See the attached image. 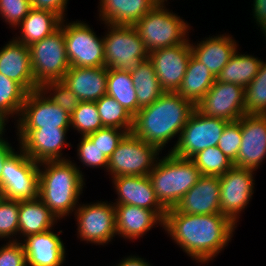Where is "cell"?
Returning a JSON list of instances; mask_svg holds the SVG:
<instances>
[{
  "mask_svg": "<svg viewBox=\"0 0 266 266\" xmlns=\"http://www.w3.org/2000/svg\"><path fill=\"white\" fill-rule=\"evenodd\" d=\"M236 225L222 214L193 215L167 209L163 229L196 263H209L231 241Z\"/></svg>",
  "mask_w": 266,
  "mask_h": 266,
  "instance_id": "1",
  "label": "cell"
},
{
  "mask_svg": "<svg viewBox=\"0 0 266 266\" xmlns=\"http://www.w3.org/2000/svg\"><path fill=\"white\" fill-rule=\"evenodd\" d=\"M195 105L177 92H165L149 106L141 108L133 117L132 133L146 143L156 146L162 153L175 136L177 145L182 129Z\"/></svg>",
  "mask_w": 266,
  "mask_h": 266,
  "instance_id": "2",
  "label": "cell"
},
{
  "mask_svg": "<svg viewBox=\"0 0 266 266\" xmlns=\"http://www.w3.org/2000/svg\"><path fill=\"white\" fill-rule=\"evenodd\" d=\"M82 174L70 159L39 163L38 197L58 220L78 208L85 185Z\"/></svg>",
  "mask_w": 266,
  "mask_h": 266,
  "instance_id": "3",
  "label": "cell"
},
{
  "mask_svg": "<svg viewBox=\"0 0 266 266\" xmlns=\"http://www.w3.org/2000/svg\"><path fill=\"white\" fill-rule=\"evenodd\" d=\"M200 176L191 159L177 157L172 152L159 158L148 174L157 199L166 209L175 207Z\"/></svg>",
  "mask_w": 266,
  "mask_h": 266,
  "instance_id": "4",
  "label": "cell"
},
{
  "mask_svg": "<svg viewBox=\"0 0 266 266\" xmlns=\"http://www.w3.org/2000/svg\"><path fill=\"white\" fill-rule=\"evenodd\" d=\"M133 27L142 38L148 53L184 44L191 27L182 17L169 11L164 4H156Z\"/></svg>",
  "mask_w": 266,
  "mask_h": 266,
  "instance_id": "5",
  "label": "cell"
},
{
  "mask_svg": "<svg viewBox=\"0 0 266 266\" xmlns=\"http://www.w3.org/2000/svg\"><path fill=\"white\" fill-rule=\"evenodd\" d=\"M108 31L103 36L105 67L132 72L149 53L133 26L105 23Z\"/></svg>",
  "mask_w": 266,
  "mask_h": 266,
  "instance_id": "6",
  "label": "cell"
},
{
  "mask_svg": "<svg viewBox=\"0 0 266 266\" xmlns=\"http://www.w3.org/2000/svg\"><path fill=\"white\" fill-rule=\"evenodd\" d=\"M29 49L32 73L39 87L47 82L62 81L70 68L63 34V20L56 31L31 44Z\"/></svg>",
  "mask_w": 266,
  "mask_h": 266,
  "instance_id": "7",
  "label": "cell"
},
{
  "mask_svg": "<svg viewBox=\"0 0 266 266\" xmlns=\"http://www.w3.org/2000/svg\"><path fill=\"white\" fill-rule=\"evenodd\" d=\"M160 150L128 133L108 159V174L117 176H146L159 159Z\"/></svg>",
  "mask_w": 266,
  "mask_h": 266,
  "instance_id": "8",
  "label": "cell"
},
{
  "mask_svg": "<svg viewBox=\"0 0 266 266\" xmlns=\"http://www.w3.org/2000/svg\"><path fill=\"white\" fill-rule=\"evenodd\" d=\"M4 162L1 172V197L27 200L38 197L39 163L32 160L19 147Z\"/></svg>",
  "mask_w": 266,
  "mask_h": 266,
  "instance_id": "9",
  "label": "cell"
},
{
  "mask_svg": "<svg viewBox=\"0 0 266 266\" xmlns=\"http://www.w3.org/2000/svg\"><path fill=\"white\" fill-rule=\"evenodd\" d=\"M65 21L63 19V34L70 66L104 67L103 36L97 37L90 25L84 21H66V24Z\"/></svg>",
  "mask_w": 266,
  "mask_h": 266,
  "instance_id": "10",
  "label": "cell"
},
{
  "mask_svg": "<svg viewBox=\"0 0 266 266\" xmlns=\"http://www.w3.org/2000/svg\"><path fill=\"white\" fill-rule=\"evenodd\" d=\"M228 123L222 118L207 117L195 108L172 153L177 157L191 159L206 148L218 146L219 138Z\"/></svg>",
  "mask_w": 266,
  "mask_h": 266,
  "instance_id": "11",
  "label": "cell"
},
{
  "mask_svg": "<svg viewBox=\"0 0 266 266\" xmlns=\"http://www.w3.org/2000/svg\"><path fill=\"white\" fill-rule=\"evenodd\" d=\"M74 213L78 227L77 237L81 241L105 246L117 235L113 202L79 204Z\"/></svg>",
  "mask_w": 266,
  "mask_h": 266,
  "instance_id": "12",
  "label": "cell"
},
{
  "mask_svg": "<svg viewBox=\"0 0 266 266\" xmlns=\"http://www.w3.org/2000/svg\"><path fill=\"white\" fill-rule=\"evenodd\" d=\"M254 170L233 166L219 176L220 213L236 226L240 213L248 206L254 194Z\"/></svg>",
  "mask_w": 266,
  "mask_h": 266,
  "instance_id": "13",
  "label": "cell"
},
{
  "mask_svg": "<svg viewBox=\"0 0 266 266\" xmlns=\"http://www.w3.org/2000/svg\"><path fill=\"white\" fill-rule=\"evenodd\" d=\"M15 122L17 129L71 128V115L39 88L27 94Z\"/></svg>",
  "mask_w": 266,
  "mask_h": 266,
  "instance_id": "14",
  "label": "cell"
},
{
  "mask_svg": "<svg viewBox=\"0 0 266 266\" xmlns=\"http://www.w3.org/2000/svg\"><path fill=\"white\" fill-rule=\"evenodd\" d=\"M195 108L207 117L237 121L245 115V88L216 80Z\"/></svg>",
  "mask_w": 266,
  "mask_h": 266,
  "instance_id": "15",
  "label": "cell"
},
{
  "mask_svg": "<svg viewBox=\"0 0 266 266\" xmlns=\"http://www.w3.org/2000/svg\"><path fill=\"white\" fill-rule=\"evenodd\" d=\"M69 128L17 129L20 148L35 162L67 160L62 149L67 143ZM63 155V156H62Z\"/></svg>",
  "mask_w": 266,
  "mask_h": 266,
  "instance_id": "16",
  "label": "cell"
},
{
  "mask_svg": "<svg viewBox=\"0 0 266 266\" xmlns=\"http://www.w3.org/2000/svg\"><path fill=\"white\" fill-rule=\"evenodd\" d=\"M192 55L190 40L184 44L158 49L149 53L161 88L165 92H177Z\"/></svg>",
  "mask_w": 266,
  "mask_h": 266,
  "instance_id": "17",
  "label": "cell"
},
{
  "mask_svg": "<svg viewBox=\"0 0 266 266\" xmlns=\"http://www.w3.org/2000/svg\"><path fill=\"white\" fill-rule=\"evenodd\" d=\"M242 142L234 166L257 171L266 158V115L241 117Z\"/></svg>",
  "mask_w": 266,
  "mask_h": 266,
  "instance_id": "18",
  "label": "cell"
},
{
  "mask_svg": "<svg viewBox=\"0 0 266 266\" xmlns=\"http://www.w3.org/2000/svg\"><path fill=\"white\" fill-rule=\"evenodd\" d=\"M117 235L128 240H137L151 228H163L167 210H150L134 205H114ZM156 225V226H155Z\"/></svg>",
  "mask_w": 266,
  "mask_h": 266,
  "instance_id": "19",
  "label": "cell"
},
{
  "mask_svg": "<svg viewBox=\"0 0 266 266\" xmlns=\"http://www.w3.org/2000/svg\"><path fill=\"white\" fill-rule=\"evenodd\" d=\"M174 208L185 214H221L219 176L201 175Z\"/></svg>",
  "mask_w": 266,
  "mask_h": 266,
  "instance_id": "20",
  "label": "cell"
},
{
  "mask_svg": "<svg viewBox=\"0 0 266 266\" xmlns=\"http://www.w3.org/2000/svg\"><path fill=\"white\" fill-rule=\"evenodd\" d=\"M59 233L52 229L32 234L19 240L25 251L27 266H62L65 259L66 248Z\"/></svg>",
  "mask_w": 266,
  "mask_h": 266,
  "instance_id": "21",
  "label": "cell"
},
{
  "mask_svg": "<svg viewBox=\"0 0 266 266\" xmlns=\"http://www.w3.org/2000/svg\"><path fill=\"white\" fill-rule=\"evenodd\" d=\"M0 73L19 83L28 93L40 88L32 73L29 46L14 38L0 48Z\"/></svg>",
  "mask_w": 266,
  "mask_h": 266,
  "instance_id": "22",
  "label": "cell"
},
{
  "mask_svg": "<svg viewBox=\"0 0 266 266\" xmlns=\"http://www.w3.org/2000/svg\"><path fill=\"white\" fill-rule=\"evenodd\" d=\"M108 68L70 66L62 82L80 101L96 102L107 95Z\"/></svg>",
  "mask_w": 266,
  "mask_h": 266,
  "instance_id": "23",
  "label": "cell"
},
{
  "mask_svg": "<svg viewBox=\"0 0 266 266\" xmlns=\"http://www.w3.org/2000/svg\"><path fill=\"white\" fill-rule=\"evenodd\" d=\"M112 183L118 195L114 205H134L150 210H167L157 199L148 175L112 177Z\"/></svg>",
  "mask_w": 266,
  "mask_h": 266,
  "instance_id": "24",
  "label": "cell"
},
{
  "mask_svg": "<svg viewBox=\"0 0 266 266\" xmlns=\"http://www.w3.org/2000/svg\"><path fill=\"white\" fill-rule=\"evenodd\" d=\"M205 37L199 43H191L192 55L204 64L217 77L229 62L230 57L238 49L236 40L229 34H219Z\"/></svg>",
  "mask_w": 266,
  "mask_h": 266,
  "instance_id": "25",
  "label": "cell"
},
{
  "mask_svg": "<svg viewBox=\"0 0 266 266\" xmlns=\"http://www.w3.org/2000/svg\"><path fill=\"white\" fill-rule=\"evenodd\" d=\"M100 21L112 25L133 26L157 3L154 0H99Z\"/></svg>",
  "mask_w": 266,
  "mask_h": 266,
  "instance_id": "26",
  "label": "cell"
},
{
  "mask_svg": "<svg viewBox=\"0 0 266 266\" xmlns=\"http://www.w3.org/2000/svg\"><path fill=\"white\" fill-rule=\"evenodd\" d=\"M58 221L39 197L19 200L18 239L54 229Z\"/></svg>",
  "mask_w": 266,
  "mask_h": 266,
  "instance_id": "27",
  "label": "cell"
},
{
  "mask_svg": "<svg viewBox=\"0 0 266 266\" xmlns=\"http://www.w3.org/2000/svg\"><path fill=\"white\" fill-rule=\"evenodd\" d=\"M62 18L53 11L31 9L17 26L21 32L14 39L26 46L40 41L56 31Z\"/></svg>",
  "mask_w": 266,
  "mask_h": 266,
  "instance_id": "28",
  "label": "cell"
},
{
  "mask_svg": "<svg viewBox=\"0 0 266 266\" xmlns=\"http://www.w3.org/2000/svg\"><path fill=\"white\" fill-rule=\"evenodd\" d=\"M215 81L216 77L208 68L191 55L182 84L177 93L190 100L196 106Z\"/></svg>",
  "mask_w": 266,
  "mask_h": 266,
  "instance_id": "29",
  "label": "cell"
},
{
  "mask_svg": "<svg viewBox=\"0 0 266 266\" xmlns=\"http://www.w3.org/2000/svg\"><path fill=\"white\" fill-rule=\"evenodd\" d=\"M262 61L255 55L240 54L237 49L226 66L220 71L216 80L237 84L245 88L256 77Z\"/></svg>",
  "mask_w": 266,
  "mask_h": 266,
  "instance_id": "30",
  "label": "cell"
},
{
  "mask_svg": "<svg viewBox=\"0 0 266 266\" xmlns=\"http://www.w3.org/2000/svg\"><path fill=\"white\" fill-rule=\"evenodd\" d=\"M138 107L149 106L160 98L165 91L161 88L152 62L147 59L131 72Z\"/></svg>",
  "mask_w": 266,
  "mask_h": 266,
  "instance_id": "31",
  "label": "cell"
},
{
  "mask_svg": "<svg viewBox=\"0 0 266 266\" xmlns=\"http://www.w3.org/2000/svg\"><path fill=\"white\" fill-rule=\"evenodd\" d=\"M107 95L114 98L133 117L140 110L131 72L108 68Z\"/></svg>",
  "mask_w": 266,
  "mask_h": 266,
  "instance_id": "32",
  "label": "cell"
},
{
  "mask_svg": "<svg viewBox=\"0 0 266 266\" xmlns=\"http://www.w3.org/2000/svg\"><path fill=\"white\" fill-rule=\"evenodd\" d=\"M96 106L104 127H114L132 133L133 116L114 98L102 96L96 101Z\"/></svg>",
  "mask_w": 266,
  "mask_h": 266,
  "instance_id": "33",
  "label": "cell"
},
{
  "mask_svg": "<svg viewBox=\"0 0 266 266\" xmlns=\"http://www.w3.org/2000/svg\"><path fill=\"white\" fill-rule=\"evenodd\" d=\"M27 94L19 83L0 73V111L8 118L19 117Z\"/></svg>",
  "mask_w": 266,
  "mask_h": 266,
  "instance_id": "34",
  "label": "cell"
},
{
  "mask_svg": "<svg viewBox=\"0 0 266 266\" xmlns=\"http://www.w3.org/2000/svg\"><path fill=\"white\" fill-rule=\"evenodd\" d=\"M191 160L201 175L221 176L234 166L218 146L206 148L195 154Z\"/></svg>",
  "mask_w": 266,
  "mask_h": 266,
  "instance_id": "35",
  "label": "cell"
},
{
  "mask_svg": "<svg viewBox=\"0 0 266 266\" xmlns=\"http://www.w3.org/2000/svg\"><path fill=\"white\" fill-rule=\"evenodd\" d=\"M245 114L266 115V62L264 61L256 77L245 87Z\"/></svg>",
  "mask_w": 266,
  "mask_h": 266,
  "instance_id": "36",
  "label": "cell"
},
{
  "mask_svg": "<svg viewBox=\"0 0 266 266\" xmlns=\"http://www.w3.org/2000/svg\"><path fill=\"white\" fill-rule=\"evenodd\" d=\"M103 127L96 102L80 101L71 114V128L77 130L81 136H87Z\"/></svg>",
  "mask_w": 266,
  "mask_h": 266,
  "instance_id": "37",
  "label": "cell"
},
{
  "mask_svg": "<svg viewBox=\"0 0 266 266\" xmlns=\"http://www.w3.org/2000/svg\"><path fill=\"white\" fill-rule=\"evenodd\" d=\"M18 228L19 200L0 197V239L2 240L4 238L5 241L6 239H9L8 241H19L16 238Z\"/></svg>",
  "mask_w": 266,
  "mask_h": 266,
  "instance_id": "38",
  "label": "cell"
},
{
  "mask_svg": "<svg viewBox=\"0 0 266 266\" xmlns=\"http://www.w3.org/2000/svg\"><path fill=\"white\" fill-rule=\"evenodd\" d=\"M40 89L69 115L74 112L80 103L79 98L62 81L47 82Z\"/></svg>",
  "mask_w": 266,
  "mask_h": 266,
  "instance_id": "39",
  "label": "cell"
},
{
  "mask_svg": "<svg viewBox=\"0 0 266 266\" xmlns=\"http://www.w3.org/2000/svg\"><path fill=\"white\" fill-rule=\"evenodd\" d=\"M127 134L126 130L103 127L87 137L109 158Z\"/></svg>",
  "mask_w": 266,
  "mask_h": 266,
  "instance_id": "40",
  "label": "cell"
},
{
  "mask_svg": "<svg viewBox=\"0 0 266 266\" xmlns=\"http://www.w3.org/2000/svg\"><path fill=\"white\" fill-rule=\"evenodd\" d=\"M242 142L241 118L237 121L229 122L219 138L218 148L232 162L237 159V154Z\"/></svg>",
  "mask_w": 266,
  "mask_h": 266,
  "instance_id": "41",
  "label": "cell"
},
{
  "mask_svg": "<svg viewBox=\"0 0 266 266\" xmlns=\"http://www.w3.org/2000/svg\"><path fill=\"white\" fill-rule=\"evenodd\" d=\"M80 142L77 145V157L83 166L90 168L108 169V157L94 145L87 136H80Z\"/></svg>",
  "mask_w": 266,
  "mask_h": 266,
  "instance_id": "42",
  "label": "cell"
},
{
  "mask_svg": "<svg viewBox=\"0 0 266 266\" xmlns=\"http://www.w3.org/2000/svg\"><path fill=\"white\" fill-rule=\"evenodd\" d=\"M31 9L30 0H0V16L11 28L17 29Z\"/></svg>",
  "mask_w": 266,
  "mask_h": 266,
  "instance_id": "43",
  "label": "cell"
},
{
  "mask_svg": "<svg viewBox=\"0 0 266 266\" xmlns=\"http://www.w3.org/2000/svg\"><path fill=\"white\" fill-rule=\"evenodd\" d=\"M0 266H27L24 247L20 241H8L0 247Z\"/></svg>",
  "mask_w": 266,
  "mask_h": 266,
  "instance_id": "44",
  "label": "cell"
},
{
  "mask_svg": "<svg viewBox=\"0 0 266 266\" xmlns=\"http://www.w3.org/2000/svg\"><path fill=\"white\" fill-rule=\"evenodd\" d=\"M69 0H30L31 7L37 10L53 11L62 19H66V7Z\"/></svg>",
  "mask_w": 266,
  "mask_h": 266,
  "instance_id": "45",
  "label": "cell"
},
{
  "mask_svg": "<svg viewBox=\"0 0 266 266\" xmlns=\"http://www.w3.org/2000/svg\"><path fill=\"white\" fill-rule=\"evenodd\" d=\"M253 17L258 27L266 21V0H253Z\"/></svg>",
  "mask_w": 266,
  "mask_h": 266,
  "instance_id": "46",
  "label": "cell"
},
{
  "mask_svg": "<svg viewBox=\"0 0 266 266\" xmlns=\"http://www.w3.org/2000/svg\"><path fill=\"white\" fill-rule=\"evenodd\" d=\"M14 151V147L11 146L8 140L5 139L3 141H0V188L2 180L1 172L3 170L4 162Z\"/></svg>",
  "mask_w": 266,
  "mask_h": 266,
  "instance_id": "47",
  "label": "cell"
},
{
  "mask_svg": "<svg viewBox=\"0 0 266 266\" xmlns=\"http://www.w3.org/2000/svg\"><path fill=\"white\" fill-rule=\"evenodd\" d=\"M117 264L116 266H151L144 258L136 255H129Z\"/></svg>",
  "mask_w": 266,
  "mask_h": 266,
  "instance_id": "48",
  "label": "cell"
},
{
  "mask_svg": "<svg viewBox=\"0 0 266 266\" xmlns=\"http://www.w3.org/2000/svg\"><path fill=\"white\" fill-rule=\"evenodd\" d=\"M8 117L5 115V114H3L1 111H0V141H3V140H5V138L3 137V135H5V130H6V125H7V123L6 122H8Z\"/></svg>",
  "mask_w": 266,
  "mask_h": 266,
  "instance_id": "49",
  "label": "cell"
},
{
  "mask_svg": "<svg viewBox=\"0 0 266 266\" xmlns=\"http://www.w3.org/2000/svg\"><path fill=\"white\" fill-rule=\"evenodd\" d=\"M259 27L261 32L264 34L266 40V21L263 24H261Z\"/></svg>",
  "mask_w": 266,
  "mask_h": 266,
  "instance_id": "50",
  "label": "cell"
},
{
  "mask_svg": "<svg viewBox=\"0 0 266 266\" xmlns=\"http://www.w3.org/2000/svg\"><path fill=\"white\" fill-rule=\"evenodd\" d=\"M157 4H166V2H168V0H154Z\"/></svg>",
  "mask_w": 266,
  "mask_h": 266,
  "instance_id": "51",
  "label": "cell"
}]
</instances>
